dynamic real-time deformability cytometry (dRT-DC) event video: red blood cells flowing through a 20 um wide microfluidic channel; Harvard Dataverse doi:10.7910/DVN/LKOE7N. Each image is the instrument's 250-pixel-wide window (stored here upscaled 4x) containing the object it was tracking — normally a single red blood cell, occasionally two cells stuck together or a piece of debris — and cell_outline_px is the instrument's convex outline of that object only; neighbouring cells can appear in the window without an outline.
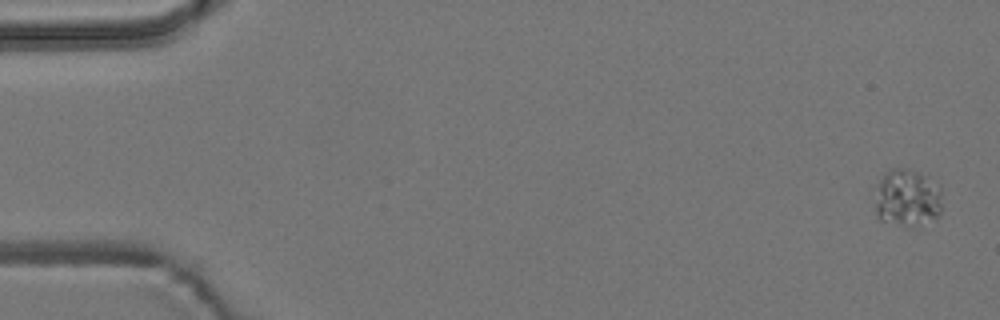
{"species": "common noctule bat (a hibernating species)", "species_latin": "Nyctalus noctula", "temperature_condition": "room temperature", "stored_images_in_passage": 8, "camera_frame_rate_fps": 3000, "um_per_image_px": 0.085, "animal": {"sex": "male", "body_mass_g": 19.2, "forearm_length_mm": 51.8}, "frame": {"image": 1, "passage_image": 1, "time_ms": 0.0, "image_size_px": [1000, 320], "cell_outline_px": [[940, 212], [936, 216], [908, 228], [880, 220], [876, 216], [876, 184], [884, 172], [888, 168], [908, 168], [920, 172], [940, 184]], "centroid_in_image_um": [77.07, 16.78], "position_along_channel_um": 7.9, "area_um2": 22.77}}
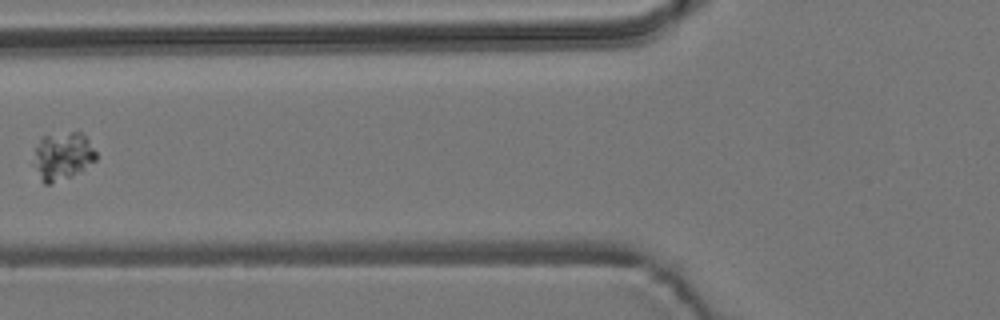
{"frame": {"image": 2, "passage_image": 7, "time_ms": 7.0, "image_size_px": [1000, 320], "cell_outline_px": [[96, 160], [80, 172], [72, 176], [48, 184], [44, 184], [40, 180], [32, 164], [36, 148], [40, 140], [44, 136], [72, 132], [80, 132], [88, 140], [96, 152]], "centroid_in_image_um": [5.31, 13.3], "position_along_channel_um": 120.5, "area_um2": 17.28}}
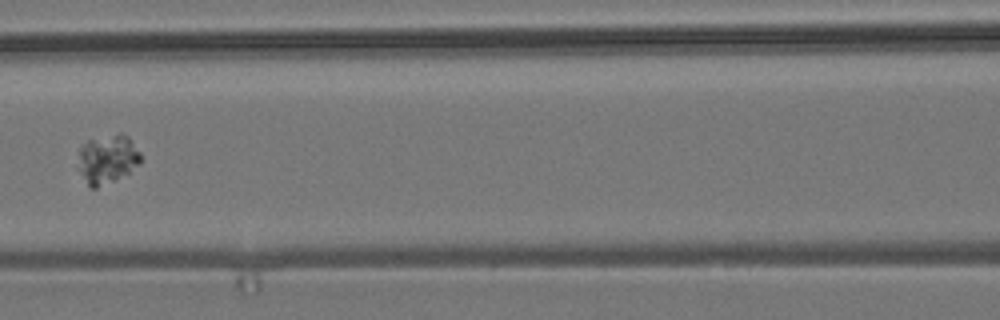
{"frame": {"image": 3, "passage_image": 8, "time_ms": 8.0, "image_size_px": [1000, 320], "cell_outline_px": [[140, 164], [116, 180], [96, 188], [88, 188], [76, 168], [80, 148], [88, 140], [120, 132], [124, 132], [128, 136], [140, 152]], "centroid_in_image_um": [9.09, 13.53], "position_along_channel_um": 157.5, "area_um2": 18.21}}